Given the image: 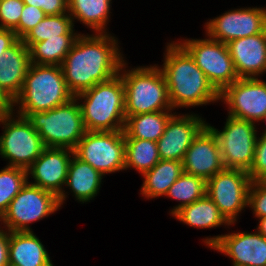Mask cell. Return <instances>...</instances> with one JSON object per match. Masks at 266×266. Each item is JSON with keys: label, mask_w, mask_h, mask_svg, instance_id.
Returning <instances> with one entry per match:
<instances>
[{"label": "cell", "mask_w": 266, "mask_h": 266, "mask_svg": "<svg viewBox=\"0 0 266 266\" xmlns=\"http://www.w3.org/2000/svg\"><path fill=\"white\" fill-rule=\"evenodd\" d=\"M74 154L104 177L125 170V137L120 131H87Z\"/></svg>", "instance_id": "9c48e42d"}, {"label": "cell", "mask_w": 266, "mask_h": 266, "mask_svg": "<svg viewBox=\"0 0 266 266\" xmlns=\"http://www.w3.org/2000/svg\"><path fill=\"white\" fill-rule=\"evenodd\" d=\"M111 4L112 0H68V12L74 26L79 21L93 33H109Z\"/></svg>", "instance_id": "cb8c5ba5"}, {"label": "cell", "mask_w": 266, "mask_h": 266, "mask_svg": "<svg viewBox=\"0 0 266 266\" xmlns=\"http://www.w3.org/2000/svg\"><path fill=\"white\" fill-rule=\"evenodd\" d=\"M74 29L72 17L68 13L60 15H46L23 38V43L29 48L32 44L49 38H60V35H80Z\"/></svg>", "instance_id": "f1b7e54d"}, {"label": "cell", "mask_w": 266, "mask_h": 266, "mask_svg": "<svg viewBox=\"0 0 266 266\" xmlns=\"http://www.w3.org/2000/svg\"><path fill=\"white\" fill-rule=\"evenodd\" d=\"M27 182V170L25 169L8 165L0 169V218Z\"/></svg>", "instance_id": "4dcf8cb0"}, {"label": "cell", "mask_w": 266, "mask_h": 266, "mask_svg": "<svg viewBox=\"0 0 266 266\" xmlns=\"http://www.w3.org/2000/svg\"><path fill=\"white\" fill-rule=\"evenodd\" d=\"M26 118L40 135L45 147L74 150L87 132L75 97L64 105L45 112L30 113Z\"/></svg>", "instance_id": "8992f818"}, {"label": "cell", "mask_w": 266, "mask_h": 266, "mask_svg": "<svg viewBox=\"0 0 266 266\" xmlns=\"http://www.w3.org/2000/svg\"><path fill=\"white\" fill-rule=\"evenodd\" d=\"M206 195L215 203L230 224L248 207L251 178L246 170L224 168L207 182Z\"/></svg>", "instance_id": "7c38bea8"}, {"label": "cell", "mask_w": 266, "mask_h": 266, "mask_svg": "<svg viewBox=\"0 0 266 266\" xmlns=\"http://www.w3.org/2000/svg\"><path fill=\"white\" fill-rule=\"evenodd\" d=\"M205 245L228 256L232 266H266V238L256 229L248 231L229 232L203 238Z\"/></svg>", "instance_id": "2e32d148"}, {"label": "cell", "mask_w": 266, "mask_h": 266, "mask_svg": "<svg viewBox=\"0 0 266 266\" xmlns=\"http://www.w3.org/2000/svg\"><path fill=\"white\" fill-rule=\"evenodd\" d=\"M22 0H0V29L14 30L24 9Z\"/></svg>", "instance_id": "1f68e13d"}, {"label": "cell", "mask_w": 266, "mask_h": 266, "mask_svg": "<svg viewBox=\"0 0 266 266\" xmlns=\"http://www.w3.org/2000/svg\"><path fill=\"white\" fill-rule=\"evenodd\" d=\"M103 178L104 176L89 163L73 154L68 166L65 188L70 190L75 201L81 204L88 203L99 194Z\"/></svg>", "instance_id": "44dd1931"}, {"label": "cell", "mask_w": 266, "mask_h": 266, "mask_svg": "<svg viewBox=\"0 0 266 266\" xmlns=\"http://www.w3.org/2000/svg\"><path fill=\"white\" fill-rule=\"evenodd\" d=\"M13 112V102L0 89V116Z\"/></svg>", "instance_id": "f35d334b"}, {"label": "cell", "mask_w": 266, "mask_h": 266, "mask_svg": "<svg viewBox=\"0 0 266 266\" xmlns=\"http://www.w3.org/2000/svg\"><path fill=\"white\" fill-rule=\"evenodd\" d=\"M163 59L159 67L166 78L173 110L219 102V92L178 39L167 43Z\"/></svg>", "instance_id": "7a4b0ae2"}, {"label": "cell", "mask_w": 266, "mask_h": 266, "mask_svg": "<svg viewBox=\"0 0 266 266\" xmlns=\"http://www.w3.org/2000/svg\"><path fill=\"white\" fill-rule=\"evenodd\" d=\"M248 207L257 219L266 216V185L261 181H252L248 194Z\"/></svg>", "instance_id": "e575fe53"}, {"label": "cell", "mask_w": 266, "mask_h": 266, "mask_svg": "<svg viewBox=\"0 0 266 266\" xmlns=\"http://www.w3.org/2000/svg\"><path fill=\"white\" fill-rule=\"evenodd\" d=\"M239 78H254L266 72V30L234 39L227 44Z\"/></svg>", "instance_id": "d6986e66"}, {"label": "cell", "mask_w": 266, "mask_h": 266, "mask_svg": "<svg viewBox=\"0 0 266 266\" xmlns=\"http://www.w3.org/2000/svg\"><path fill=\"white\" fill-rule=\"evenodd\" d=\"M260 122H263V123L266 124V115H265V117ZM260 134H266V128L263 129V132L262 133L260 132Z\"/></svg>", "instance_id": "60d3db41"}, {"label": "cell", "mask_w": 266, "mask_h": 266, "mask_svg": "<svg viewBox=\"0 0 266 266\" xmlns=\"http://www.w3.org/2000/svg\"><path fill=\"white\" fill-rule=\"evenodd\" d=\"M126 60L120 68L125 88V115L135 116L172 109L166 78L159 65L128 68Z\"/></svg>", "instance_id": "5b68a950"}, {"label": "cell", "mask_w": 266, "mask_h": 266, "mask_svg": "<svg viewBox=\"0 0 266 266\" xmlns=\"http://www.w3.org/2000/svg\"><path fill=\"white\" fill-rule=\"evenodd\" d=\"M73 98L60 65L30 63L20 94L13 101V112L26 118L30 113L51 110Z\"/></svg>", "instance_id": "3957f363"}, {"label": "cell", "mask_w": 266, "mask_h": 266, "mask_svg": "<svg viewBox=\"0 0 266 266\" xmlns=\"http://www.w3.org/2000/svg\"><path fill=\"white\" fill-rule=\"evenodd\" d=\"M174 111H158L126 116L124 137L157 142Z\"/></svg>", "instance_id": "484cf974"}, {"label": "cell", "mask_w": 266, "mask_h": 266, "mask_svg": "<svg viewBox=\"0 0 266 266\" xmlns=\"http://www.w3.org/2000/svg\"><path fill=\"white\" fill-rule=\"evenodd\" d=\"M74 97L79 103L87 131L124 130L125 88L120 74Z\"/></svg>", "instance_id": "277c9868"}, {"label": "cell", "mask_w": 266, "mask_h": 266, "mask_svg": "<svg viewBox=\"0 0 266 266\" xmlns=\"http://www.w3.org/2000/svg\"><path fill=\"white\" fill-rule=\"evenodd\" d=\"M181 38L178 41L193 57L208 81L220 93L226 86L239 79L234 62L225 43L213 40Z\"/></svg>", "instance_id": "8fae6325"}, {"label": "cell", "mask_w": 266, "mask_h": 266, "mask_svg": "<svg viewBox=\"0 0 266 266\" xmlns=\"http://www.w3.org/2000/svg\"><path fill=\"white\" fill-rule=\"evenodd\" d=\"M207 125L217 136L224 168L248 171L254 160L258 137L256 123L228 115L222 130Z\"/></svg>", "instance_id": "30bf717a"}, {"label": "cell", "mask_w": 266, "mask_h": 266, "mask_svg": "<svg viewBox=\"0 0 266 266\" xmlns=\"http://www.w3.org/2000/svg\"><path fill=\"white\" fill-rule=\"evenodd\" d=\"M58 197L30 183L19 191L0 218V226L9 232L32 231L33 222L40 221L60 210Z\"/></svg>", "instance_id": "ba28073f"}, {"label": "cell", "mask_w": 266, "mask_h": 266, "mask_svg": "<svg viewBox=\"0 0 266 266\" xmlns=\"http://www.w3.org/2000/svg\"><path fill=\"white\" fill-rule=\"evenodd\" d=\"M46 14L41 8L32 5H24L18 26L13 30L18 39H22L31 29H33Z\"/></svg>", "instance_id": "d6a6232c"}, {"label": "cell", "mask_w": 266, "mask_h": 266, "mask_svg": "<svg viewBox=\"0 0 266 266\" xmlns=\"http://www.w3.org/2000/svg\"><path fill=\"white\" fill-rule=\"evenodd\" d=\"M9 231L0 226V266L9 264Z\"/></svg>", "instance_id": "8d00e7d4"}, {"label": "cell", "mask_w": 266, "mask_h": 266, "mask_svg": "<svg viewBox=\"0 0 266 266\" xmlns=\"http://www.w3.org/2000/svg\"><path fill=\"white\" fill-rule=\"evenodd\" d=\"M25 5L41 8L46 15L68 13V0H22Z\"/></svg>", "instance_id": "d590c367"}, {"label": "cell", "mask_w": 266, "mask_h": 266, "mask_svg": "<svg viewBox=\"0 0 266 266\" xmlns=\"http://www.w3.org/2000/svg\"><path fill=\"white\" fill-rule=\"evenodd\" d=\"M73 154L74 150L69 148L46 147L27 169L28 183L54 193L60 208L69 195L64 186Z\"/></svg>", "instance_id": "9a60e30c"}, {"label": "cell", "mask_w": 266, "mask_h": 266, "mask_svg": "<svg viewBox=\"0 0 266 266\" xmlns=\"http://www.w3.org/2000/svg\"><path fill=\"white\" fill-rule=\"evenodd\" d=\"M206 192L207 183L204 179L183 172L164 196L179 202V204L175 207L173 206L170 210V216L183 206L189 205L196 200L203 198L206 195Z\"/></svg>", "instance_id": "f546056e"}, {"label": "cell", "mask_w": 266, "mask_h": 266, "mask_svg": "<svg viewBox=\"0 0 266 266\" xmlns=\"http://www.w3.org/2000/svg\"><path fill=\"white\" fill-rule=\"evenodd\" d=\"M254 160L247 171L252 181H261L266 176V134H258Z\"/></svg>", "instance_id": "836d02e7"}, {"label": "cell", "mask_w": 266, "mask_h": 266, "mask_svg": "<svg viewBox=\"0 0 266 266\" xmlns=\"http://www.w3.org/2000/svg\"><path fill=\"white\" fill-rule=\"evenodd\" d=\"M29 65V49L22 39L0 55V89L12 102L20 94Z\"/></svg>", "instance_id": "ffe728a7"}, {"label": "cell", "mask_w": 266, "mask_h": 266, "mask_svg": "<svg viewBox=\"0 0 266 266\" xmlns=\"http://www.w3.org/2000/svg\"><path fill=\"white\" fill-rule=\"evenodd\" d=\"M0 157L6 165L27 170L46 148L38 132L25 117L14 112L0 116Z\"/></svg>", "instance_id": "52a82bcc"}, {"label": "cell", "mask_w": 266, "mask_h": 266, "mask_svg": "<svg viewBox=\"0 0 266 266\" xmlns=\"http://www.w3.org/2000/svg\"><path fill=\"white\" fill-rule=\"evenodd\" d=\"M79 35H60L32 44L29 49L30 63L61 65Z\"/></svg>", "instance_id": "4316f807"}, {"label": "cell", "mask_w": 266, "mask_h": 266, "mask_svg": "<svg viewBox=\"0 0 266 266\" xmlns=\"http://www.w3.org/2000/svg\"><path fill=\"white\" fill-rule=\"evenodd\" d=\"M219 101L228 108L227 115L258 123L266 115V81L239 78L219 93Z\"/></svg>", "instance_id": "4fadbf2b"}, {"label": "cell", "mask_w": 266, "mask_h": 266, "mask_svg": "<svg viewBox=\"0 0 266 266\" xmlns=\"http://www.w3.org/2000/svg\"><path fill=\"white\" fill-rule=\"evenodd\" d=\"M261 182L266 185V176L261 180Z\"/></svg>", "instance_id": "b9f144b4"}, {"label": "cell", "mask_w": 266, "mask_h": 266, "mask_svg": "<svg viewBox=\"0 0 266 266\" xmlns=\"http://www.w3.org/2000/svg\"><path fill=\"white\" fill-rule=\"evenodd\" d=\"M183 173L182 161L159 160V162L141 177L144 179L140 194L145 199H155L166 195L168 189Z\"/></svg>", "instance_id": "d4e9b609"}, {"label": "cell", "mask_w": 266, "mask_h": 266, "mask_svg": "<svg viewBox=\"0 0 266 266\" xmlns=\"http://www.w3.org/2000/svg\"><path fill=\"white\" fill-rule=\"evenodd\" d=\"M9 263L21 266H54L45 245L33 231L9 232Z\"/></svg>", "instance_id": "7402d4cb"}, {"label": "cell", "mask_w": 266, "mask_h": 266, "mask_svg": "<svg viewBox=\"0 0 266 266\" xmlns=\"http://www.w3.org/2000/svg\"><path fill=\"white\" fill-rule=\"evenodd\" d=\"M172 217L189 227L197 229H215L224 225V228L226 226L229 228L232 225L207 195L189 205L183 206Z\"/></svg>", "instance_id": "603a6c76"}, {"label": "cell", "mask_w": 266, "mask_h": 266, "mask_svg": "<svg viewBox=\"0 0 266 266\" xmlns=\"http://www.w3.org/2000/svg\"><path fill=\"white\" fill-rule=\"evenodd\" d=\"M258 222V226L256 227V230L266 238V216L262 217V218H258L257 219Z\"/></svg>", "instance_id": "ab89813d"}, {"label": "cell", "mask_w": 266, "mask_h": 266, "mask_svg": "<svg viewBox=\"0 0 266 266\" xmlns=\"http://www.w3.org/2000/svg\"><path fill=\"white\" fill-rule=\"evenodd\" d=\"M205 35L225 43L253 36L266 30V7H242L210 19L204 24Z\"/></svg>", "instance_id": "5bb4252c"}, {"label": "cell", "mask_w": 266, "mask_h": 266, "mask_svg": "<svg viewBox=\"0 0 266 266\" xmlns=\"http://www.w3.org/2000/svg\"><path fill=\"white\" fill-rule=\"evenodd\" d=\"M160 160L157 143L125 138V171L135 169L140 175L151 170Z\"/></svg>", "instance_id": "83f0119b"}, {"label": "cell", "mask_w": 266, "mask_h": 266, "mask_svg": "<svg viewBox=\"0 0 266 266\" xmlns=\"http://www.w3.org/2000/svg\"><path fill=\"white\" fill-rule=\"evenodd\" d=\"M183 172L206 182L224 169L217 136L206 125L195 137L182 161Z\"/></svg>", "instance_id": "ac0fdd59"}, {"label": "cell", "mask_w": 266, "mask_h": 266, "mask_svg": "<svg viewBox=\"0 0 266 266\" xmlns=\"http://www.w3.org/2000/svg\"><path fill=\"white\" fill-rule=\"evenodd\" d=\"M8 266H21V265L14 264V263H9Z\"/></svg>", "instance_id": "7bdbcfd3"}, {"label": "cell", "mask_w": 266, "mask_h": 266, "mask_svg": "<svg viewBox=\"0 0 266 266\" xmlns=\"http://www.w3.org/2000/svg\"><path fill=\"white\" fill-rule=\"evenodd\" d=\"M119 44L111 33L78 36L60 65L67 88L74 96L119 74L125 61Z\"/></svg>", "instance_id": "6da1fadb"}, {"label": "cell", "mask_w": 266, "mask_h": 266, "mask_svg": "<svg viewBox=\"0 0 266 266\" xmlns=\"http://www.w3.org/2000/svg\"><path fill=\"white\" fill-rule=\"evenodd\" d=\"M18 40L15 32L11 29H0V55Z\"/></svg>", "instance_id": "74e56055"}, {"label": "cell", "mask_w": 266, "mask_h": 266, "mask_svg": "<svg viewBox=\"0 0 266 266\" xmlns=\"http://www.w3.org/2000/svg\"><path fill=\"white\" fill-rule=\"evenodd\" d=\"M208 122L199 114H175L169 119L157 147L161 160L183 161L186 151Z\"/></svg>", "instance_id": "e0dca14e"}]
</instances>
